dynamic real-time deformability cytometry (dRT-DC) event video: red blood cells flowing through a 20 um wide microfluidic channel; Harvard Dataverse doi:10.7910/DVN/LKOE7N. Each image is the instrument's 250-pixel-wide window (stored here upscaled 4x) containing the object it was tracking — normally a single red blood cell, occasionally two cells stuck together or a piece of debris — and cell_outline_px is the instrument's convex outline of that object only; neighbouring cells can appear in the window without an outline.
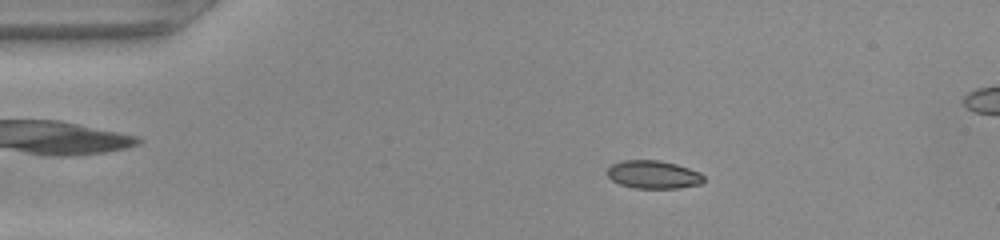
{"species": "common noctule bat (a hibernating species)", "species_latin": "Nyctalus noctula", "temperature_condition": "warm", "stored_images_in_passage": 49, "camera_frame_rate_fps": 3000, "um_per_image_px": 0.085, "animal": {"sex": "female", "body_mass_g": 22.0, "forearm_length_mm": 56.7}, "frame": {"image": 1, "passage_image": 9, "time_ms": 2.667, "image_size_px": [1000, 240], "cell_outline_px": [[704, 180], [700, 184], [676, 188], [636, 188], [620, 184], [612, 180], [608, 176], [608, 168], [612, 164], [624, 160], [660, 160], [676, 164], [700, 172], [704, 176]], "centroid_in_image_um": [55.54, 14.83], "position_along_channel_um": 29.5, "area_um2": 15.66}}
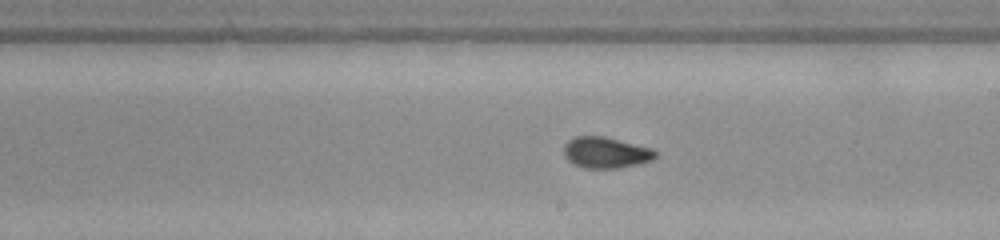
{"frame": {"image": 2, "passage_image": 28, "time_ms": 9.0, "image_size_px": [1000, 240], "cell_outline_px": [[656, 156], [652, 160], [640, 164], [620, 168], [584, 168], [572, 164], [564, 156], [564, 144], [568, 140], [576, 136], [604, 136], [652, 148], [656, 152]], "centroid_in_image_um": [51.48, 12.97], "position_along_channel_um": 237.5, "area_um2": 16.76}}
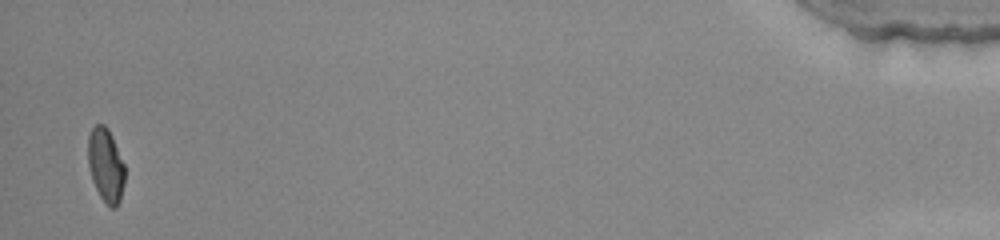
{"frame": {"image": 3, "passage_image": 48, "time_ms": 15.667, "image_size_px": [1000, 240], "cell_outline_px": [[124, 184], [120, 200], [116, 208], [112, 208], [100, 196], [92, 180], [88, 164], [88, 136], [92, 128], [96, 124], [104, 124], [108, 128], [112, 136], [124, 164]], "centroid_in_image_um": [8.98, 14.02], "position_along_channel_um": 426.2, "area_um2": 15.72}}